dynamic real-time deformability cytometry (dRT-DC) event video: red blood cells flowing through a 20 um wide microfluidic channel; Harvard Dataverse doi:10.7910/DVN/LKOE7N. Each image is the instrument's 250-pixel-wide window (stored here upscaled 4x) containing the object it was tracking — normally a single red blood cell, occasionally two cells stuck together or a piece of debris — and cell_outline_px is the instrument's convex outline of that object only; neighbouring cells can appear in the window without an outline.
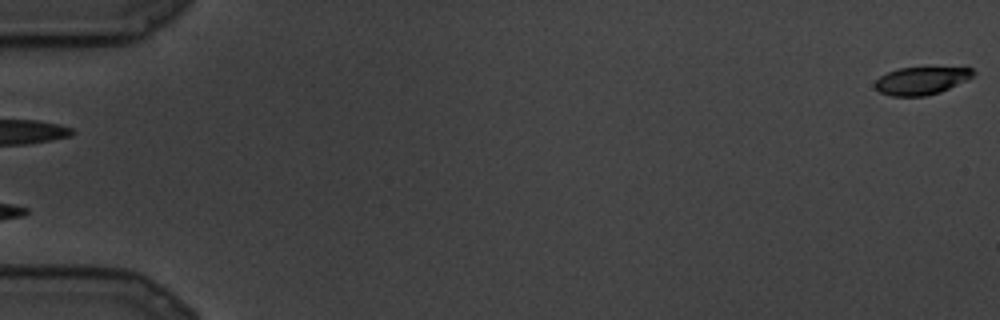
{"species": "common noctule bat (a hibernating species)", "species_latin": "Nyctalus noctula", "temperature_condition": "cold", "stored_images_in_passage": 17, "camera_frame_rate_fps": 3000, "um_per_image_px": 0.085, "animal": {"sex": "male", "body_mass_g": 19.5, "forearm_length_mm": 54.6}, "frame": {"image": 1, "passage_image": 1, "time_ms": 0.0, "image_size_px": [1000, 320], "cell_outline_px": [[976, 72], [972, 76], [940, 92], [924, 96], [892, 96], [880, 92], [872, 84], [880, 76], [888, 72], [900, 68], [972, 68]], "centroid_in_image_um": [78.25, 6.87], "position_along_channel_um": 6.8, "area_um2": 15.49}}
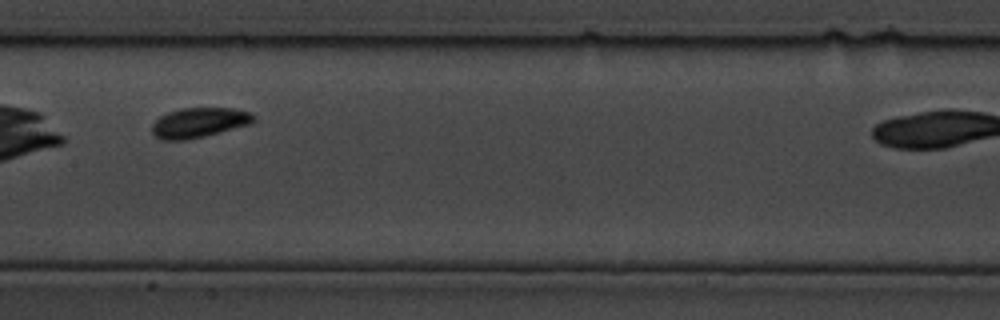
{"frame": {"image": 2, "passage_image": 15, "time_ms": 4.667, "image_size_px": [1000, 320], "cell_outline_px": [[256, 120], [248, 124], [204, 136], [188, 140], [160, 140], [152, 132], [152, 124], [160, 116], [168, 112], [180, 108], [232, 108], [248, 112], [256, 116]], "centroid_in_image_um": [16.89, 10.42], "position_along_channel_um": 190.5, "area_um2": 17.57}}